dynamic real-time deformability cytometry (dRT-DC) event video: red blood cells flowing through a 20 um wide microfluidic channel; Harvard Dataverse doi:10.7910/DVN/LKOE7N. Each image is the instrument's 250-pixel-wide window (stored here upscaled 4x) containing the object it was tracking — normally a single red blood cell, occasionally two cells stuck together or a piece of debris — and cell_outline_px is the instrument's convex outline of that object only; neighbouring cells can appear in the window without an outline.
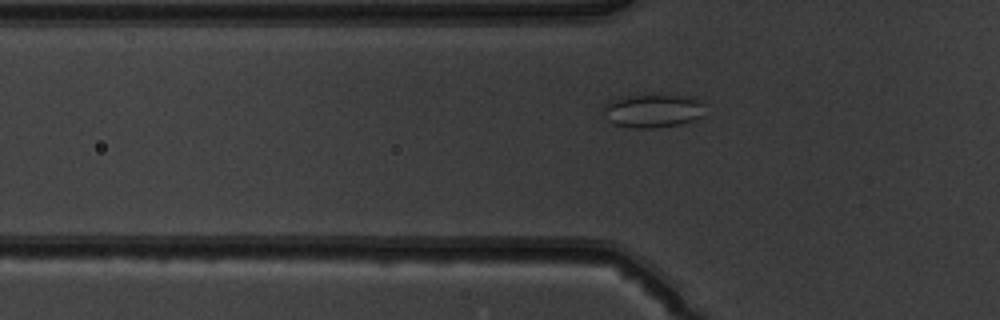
{"species": "common noctule bat (a hibernating species)", "species_latin": "Nyctalus noctula", "temperature_condition": "warm", "stored_images_in_passage": 49, "camera_frame_rate_fps": 3000, "um_per_image_px": 0.085, "animal": {"sex": "male", "body_mass_g": 19.5, "forearm_length_mm": 54.6}, "frame": {"image": 1, "passage_image": 16, "time_ms": 5.0, "image_size_px": [1000, 320], "cell_outline_px": [[704, 116], [696, 120], [684, 124], [652, 128], [632, 128], [616, 124], [608, 120], [604, 116], [600, 108], [604, 104], [612, 100], [628, 96], [692, 96], [704, 100]], "centroid_in_image_um": [55.54, 9.43], "position_along_channel_um": 70.3, "area_um2": 20.11}}
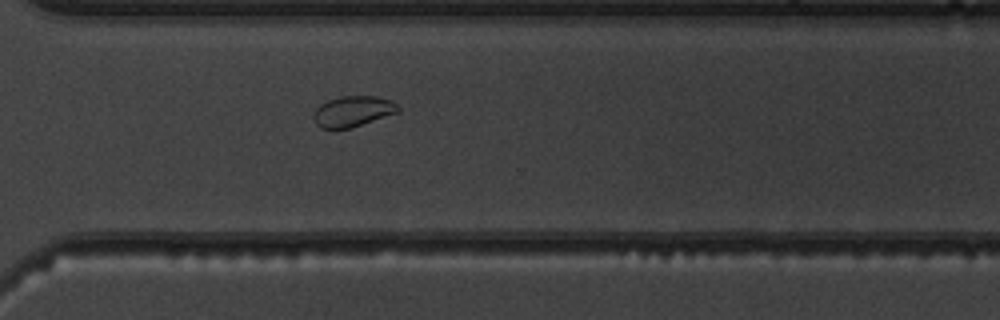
{"frame": {"image": 2, "passage_image": 36, "time_ms": 11.667, "image_size_px": [1000, 320], "cell_outline_px": [[400, 112], [352, 128], [320, 128], [316, 124], [312, 116], [316, 108], [320, 104], [328, 100], [340, 96], [376, 96], [392, 100], [400, 108]], "centroid_in_image_um": [30.01, 9.46], "position_along_channel_um": 340.6, "area_um2": 15.32}}
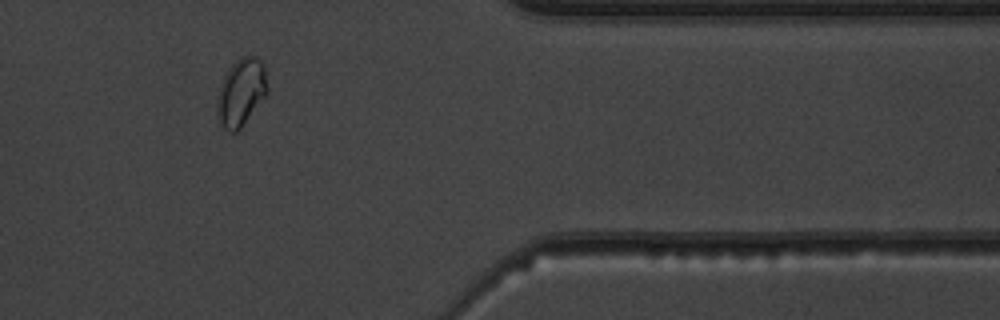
{"frame": {"image": 3, "passage_image": 41, "time_ms": 13.333, "image_size_px": [1000, 320], "cell_outline_px": [[268, 92], [240, 128], [236, 132], [228, 132], [220, 124], [216, 104], [216, 100], [220, 84], [228, 68], [240, 56], [256, 56], [264, 64], [268, 88]], "centroid_in_image_um": [20.48, 7.82], "position_along_channel_um": 390.9, "area_um2": 19.77}}